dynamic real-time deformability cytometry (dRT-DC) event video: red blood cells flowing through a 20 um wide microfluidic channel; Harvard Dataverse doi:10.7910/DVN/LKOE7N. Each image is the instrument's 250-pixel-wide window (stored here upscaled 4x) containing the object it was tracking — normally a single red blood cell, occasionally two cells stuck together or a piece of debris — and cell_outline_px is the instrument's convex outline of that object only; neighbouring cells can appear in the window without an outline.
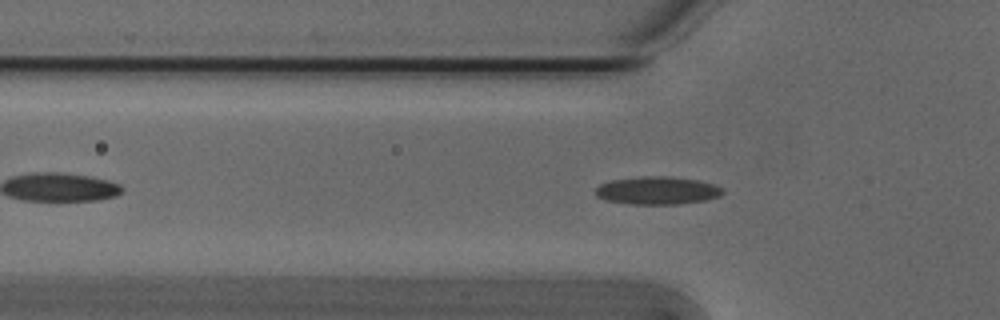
{"species": "Egyptian fruit bat (a non-hibernating species)", "species_latin": "Rousettus aegyptiacus", "temperature_condition": "cold", "stored_images_in_passage": 47, "camera_frame_rate_fps": 3000, "um_per_image_px": 0.085, "animal": {"sex": "male"}, "frame": {"image": 1, "passage_image": 10, "time_ms": 3.0, "image_size_px": [1000, 320], "cell_outline_px": [[724, 192], [720, 196], [708, 200], [680, 204], [628, 204], [604, 200], [596, 196], [592, 192], [600, 184], [612, 180], [640, 176], [672, 176], [700, 180], [716, 184], [724, 188]], "centroid_in_image_um": [55.9, 16.19], "position_along_channel_um": 69.9, "area_um2": 21.21}}
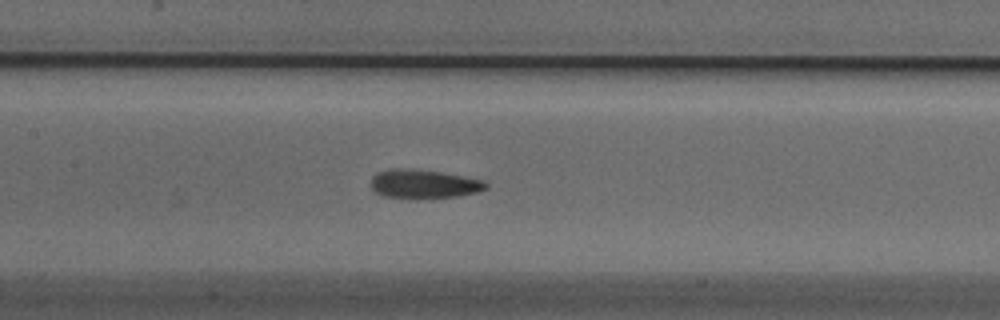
{"frame": {"image": 2, "passage_image": 18, "time_ms": 5.667, "image_size_px": [1000, 320], "cell_outline_px": [[488, 188], [476, 192], [456, 196], [416, 200], [384, 196], [376, 192], [372, 188], [372, 176], [380, 172], [392, 168], [400, 168], [440, 172], [484, 180], [488, 184]], "centroid_in_image_um": [36.03, 15.66], "position_along_channel_um": 171.4, "area_um2": 19.36}}
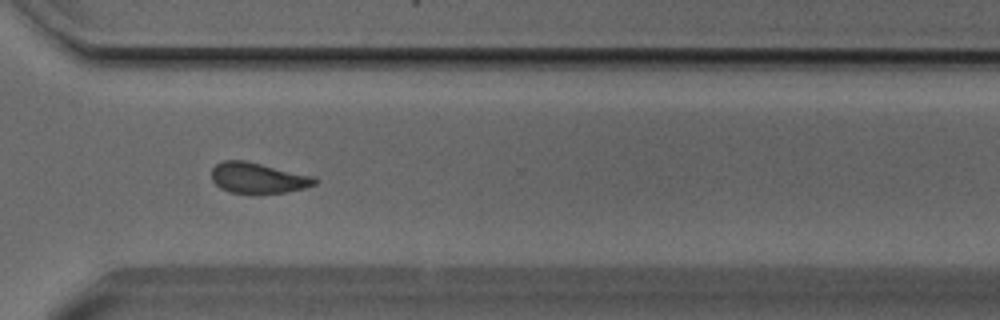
{"frame": {"image": 3, "passage_image": 32, "time_ms": 10.333, "image_size_px": [1000, 320], "cell_outline_px": [[320, 180], [316, 184], [304, 188], [284, 192], [228, 192], [220, 188], [212, 180], [212, 168], [216, 164], [224, 160], [244, 160], [316, 176]], "centroid_in_image_um": [21.96, 15.1], "position_along_channel_um": 348.6, "area_um2": 18.32}, "authors_computed_cell_mechanics": {"area_um2": 18.9584, "velocity_mm_per_s": 3.8035, "shape_relaxation_time_tau1_ms": 8.8129, "shape_relaxation_time_tau2_ms": 2.9171, "deformation_change_tau1": 0.1921, "deformation_change_tau2": 0.0865}}